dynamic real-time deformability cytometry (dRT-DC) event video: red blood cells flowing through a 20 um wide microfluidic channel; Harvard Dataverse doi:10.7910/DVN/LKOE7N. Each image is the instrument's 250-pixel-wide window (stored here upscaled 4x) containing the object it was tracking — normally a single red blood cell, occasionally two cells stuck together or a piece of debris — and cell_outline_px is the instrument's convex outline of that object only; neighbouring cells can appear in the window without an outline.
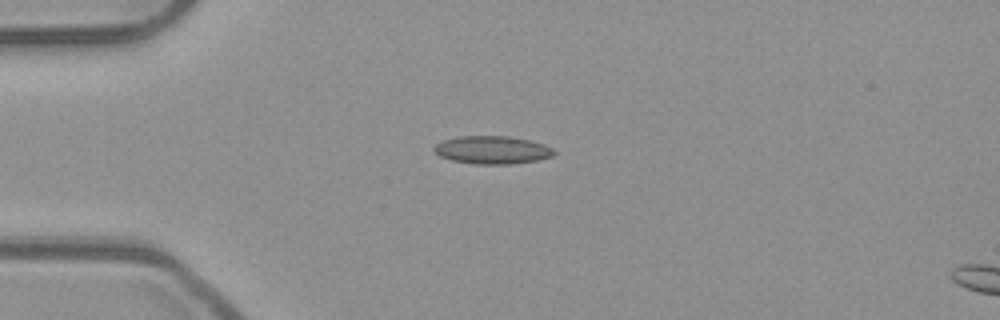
{"species": "common noctule bat (a hibernating species)", "species_latin": "Nyctalus noctula", "temperature_condition": "room temperature", "stored_images_in_passage": 40, "camera_frame_rate_fps": 3000, "um_per_image_px": 0.085, "animal": {"sex": "male", "body_mass_g": 23.1, "forearm_length_mm": 52.7}, "frame": {"image": 1, "passage_image": 1, "time_ms": 0.0, "image_size_px": [1000, 320], "cell_outline_px": [[556, 152], [552, 156], [540, 160], [508, 164], [476, 164], [452, 160], [440, 156], [432, 148], [436, 144], [444, 140], [460, 136], [508, 136], [532, 140], [544, 144], [552, 148]], "centroid_in_image_um": [41.88, 12.74], "position_along_channel_um": 43.1, "area_um2": 19.54}}
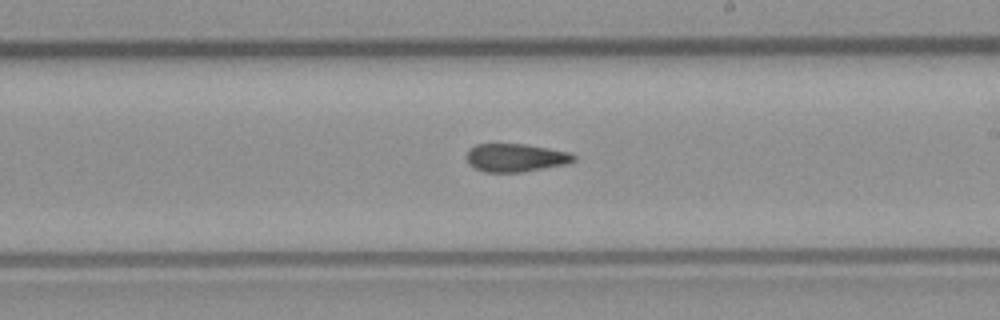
{"frame": {"image": 2, "passage_image": 18, "time_ms": 5.667, "image_size_px": [1000, 320], "cell_outline_px": [[576, 160], [568, 164], [520, 172], [484, 172], [468, 164], [468, 152], [476, 144], [524, 144], [572, 152], [576, 156]], "centroid_in_image_um": [43.89, 13.4], "position_along_channel_um": 245.1, "area_um2": 17.51}}
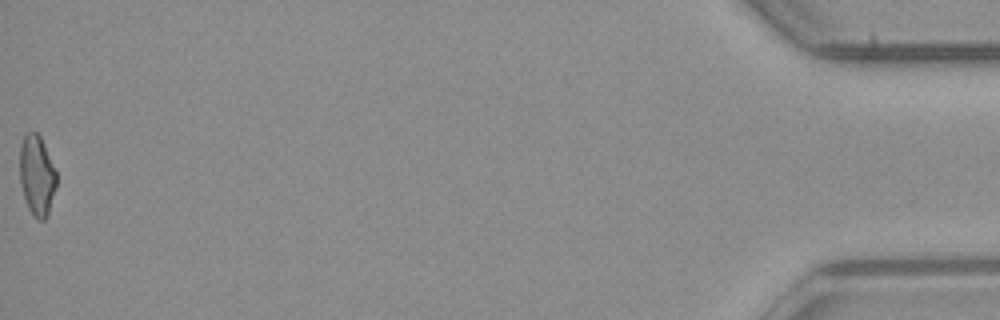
{"frame": {"image": 3, "passage_image": 40, "time_ms": 13.0, "image_size_px": [1000, 320], "cell_outline_px": [[56, 188], [48, 216], [44, 220], [36, 220], [28, 208], [20, 184], [20, 144], [24, 136], [28, 132], [36, 132], [40, 136], [56, 172]], "centroid_in_image_um": [3.13, 14.95], "position_along_channel_um": 432.1, "area_um2": 17.17}, "authors_computed_cell_mechanics": {"area_um2": 17.8313, "velocity_mm_per_s": 3.9746, "shape_relaxation_time_tau1_ms": null, "shape_relaxation_time_tau2_ms": 5.1294, "deformation_change_tau1": null, "deformation_change_tau2": 0.1364}}